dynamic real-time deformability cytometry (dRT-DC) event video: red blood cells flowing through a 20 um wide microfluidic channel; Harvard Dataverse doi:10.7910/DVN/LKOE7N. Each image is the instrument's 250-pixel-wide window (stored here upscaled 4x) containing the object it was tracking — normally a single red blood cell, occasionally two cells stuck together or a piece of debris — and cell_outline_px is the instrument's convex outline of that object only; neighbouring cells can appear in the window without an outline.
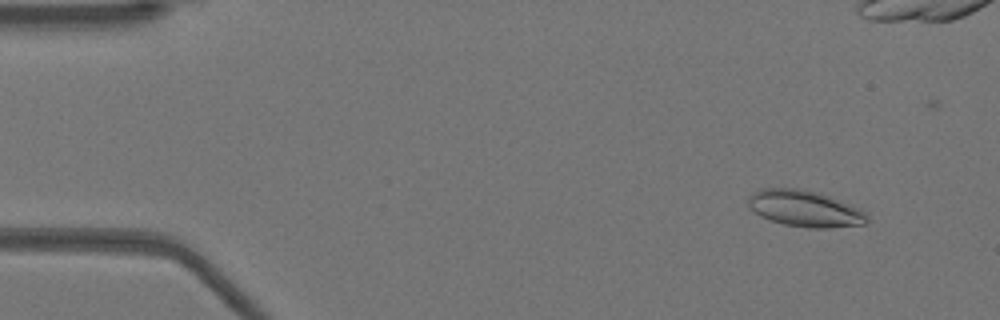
{"species": "Egyptian fruit bat (a non-hibernating species)", "species_latin": "Rousettus aegyptiacus", "temperature_condition": "warm", "stored_images_in_passage": 53, "camera_frame_rate_fps": 3000, "um_per_image_px": 0.085, "animal": {"sex": "female"}, "frame": {"image": 1, "passage_image": 5, "time_ms": 1.333, "image_size_px": [1000, 320], "cell_outline_px": [[868, 220], [864, 224], [828, 228], [808, 228], [784, 224], [768, 220], [760, 216], [748, 204], [748, 200], [752, 192], [760, 188], [796, 188], [812, 192], [836, 200], [864, 212], [868, 216]], "centroid_in_image_um": [68.33, 17.75], "position_along_channel_um": 16.7, "area_um2": 24.45}}
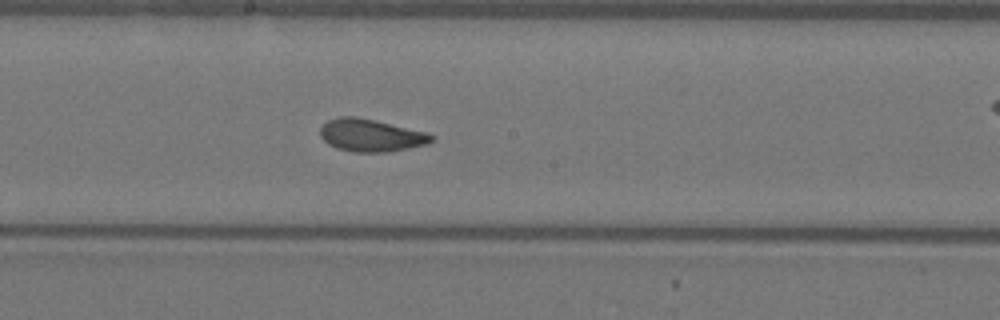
{"frame": {"image": 2, "passage_image": 28, "time_ms": 9.0, "image_size_px": [1000, 320], "cell_outline_px": [[436, 136], [428, 144], [388, 152], [352, 152], [336, 148], [328, 144], [320, 136], [320, 128], [328, 120], [340, 116], [356, 116], [376, 120], [428, 132]], "centroid_in_image_um": [31.54, 11.5], "position_along_channel_um": 216.7, "area_um2": 21.33}}
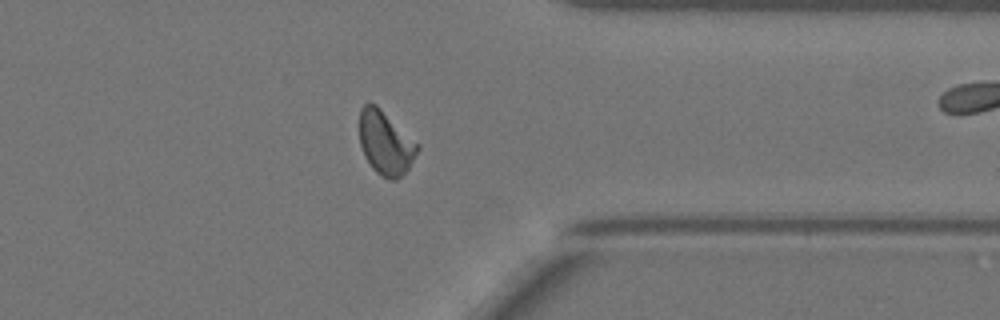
{"frame": {"image": 3, "passage_image": 41, "time_ms": 13.333, "image_size_px": [1000, 320], "cell_outline_px": [[420, 148], [408, 168], [396, 180], [388, 180], [380, 176], [372, 168], [364, 156], [360, 144], [360, 108], [368, 100], [376, 104], [420, 144]], "centroid_in_image_um": [32.76, 12.13], "position_along_channel_um": 378.6, "area_um2": 21.79}, "authors_computed_cell_mechanics": {"area_um2": 21.4438, "velocity_mm_per_s": 3.9311, "shape_relaxation_time_tau1_ms": null, "shape_relaxation_time_tau2_ms": 1.3416, "deformation_change_tau1": null, "deformation_change_tau2": 0.0752}}